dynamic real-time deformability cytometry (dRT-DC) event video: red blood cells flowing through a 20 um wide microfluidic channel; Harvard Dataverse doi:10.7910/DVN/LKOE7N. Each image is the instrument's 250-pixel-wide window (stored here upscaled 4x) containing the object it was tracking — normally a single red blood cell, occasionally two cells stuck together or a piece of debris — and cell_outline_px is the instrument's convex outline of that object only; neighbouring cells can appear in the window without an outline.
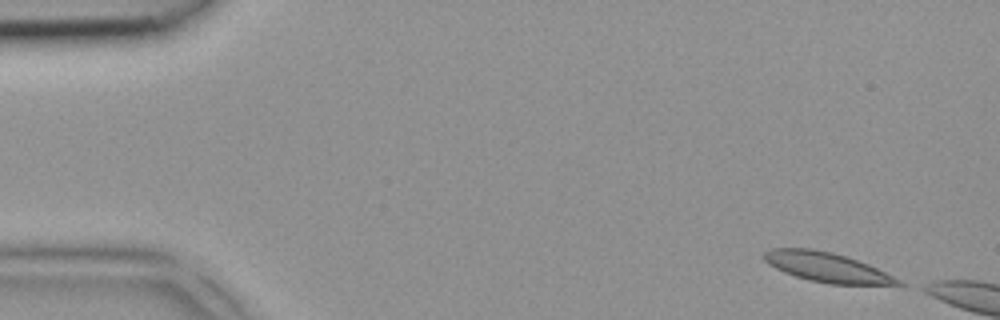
{"species": "common noctule bat (a hibernating species)", "species_latin": "Nyctalus noctula", "temperature_condition": "room temperature", "stored_images_in_passage": 2, "camera_frame_rate_fps": 3000, "um_per_image_px": 0.085, "animal": {"sex": "female", "body_mass_g": 18.4}, "frame": {"image": 1, "passage_image": 1, "time_ms": 0.0, "image_size_px": [1000, 320], "cell_outline_px": [[908, 288], [828, 284], [808, 280], [784, 272], [768, 264], [764, 260], [764, 252], [772, 248], [812, 248], [832, 252], [868, 264], [908, 284]], "centroid_in_image_um": [70.45, 22.78], "position_along_channel_um": 14.5, "area_um2": 23.93}}